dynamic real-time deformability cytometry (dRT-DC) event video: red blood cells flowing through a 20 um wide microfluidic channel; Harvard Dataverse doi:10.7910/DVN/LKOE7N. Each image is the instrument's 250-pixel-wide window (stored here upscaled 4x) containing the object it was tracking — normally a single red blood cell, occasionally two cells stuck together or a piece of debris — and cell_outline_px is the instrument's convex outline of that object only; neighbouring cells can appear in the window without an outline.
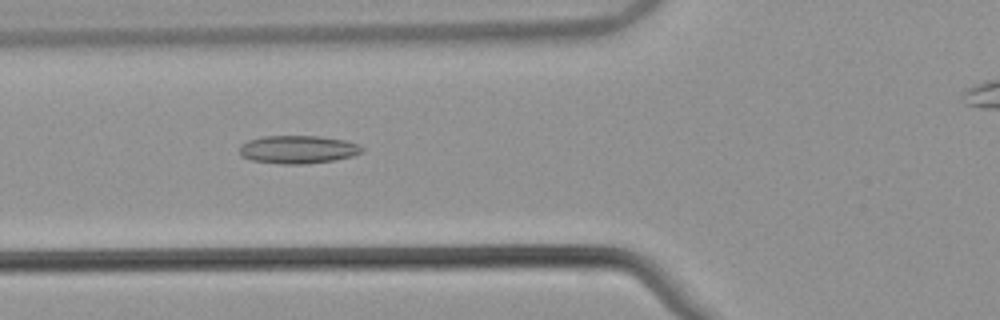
{"species": "common noctule bat (a hibernating species)", "species_latin": "Nyctalus noctula", "temperature_condition": "warm", "stored_images_in_passage": 49, "camera_frame_rate_fps": 3000, "um_per_image_px": 0.085, "animal": {"sex": "male", "body_mass_g": 21.5, "forearm_length_mm": 52.0}, "frame": {"image": 1, "passage_image": 21, "time_ms": 6.667, "image_size_px": [1000, 320], "cell_outline_px": [[364, 152], [352, 156], [336, 160], [304, 164], [280, 164], [252, 160], [240, 156], [240, 144], [248, 140], [264, 136], [320, 136], [344, 140], [356, 144], [364, 148]], "centroid_in_image_um": [25.32, 12.71], "position_along_channel_um": 100.5, "area_um2": 20.11}}
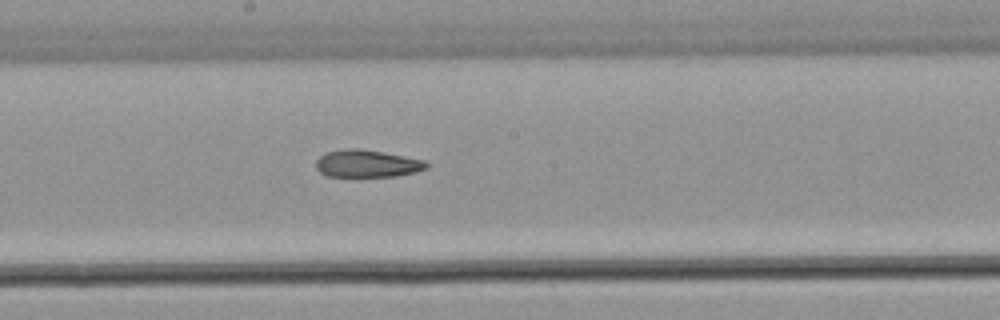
{"frame": {"image": 2, "passage_image": 30, "time_ms": 9.667, "image_size_px": [1000, 320], "cell_outline_px": [[428, 168], [416, 172], [396, 176], [328, 176], [320, 172], [316, 168], [316, 160], [324, 152], [344, 148], [360, 148], [384, 152], [424, 160], [428, 164]], "centroid_in_image_um": [31.19, 13.89], "position_along_channel_um": 217.0, "area_um2": 17.74}}
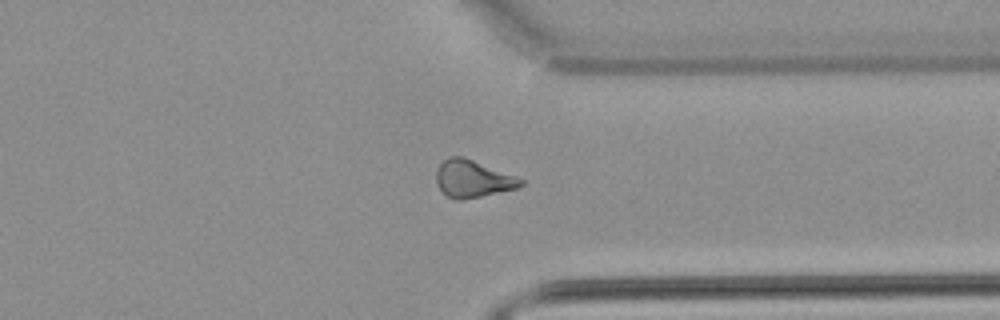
{"frame": {"image": 3, "passage_image": 42, "time_ms": 13.667, "image_size_px": [1000, 320], "cell_outline_px": [[524, 184], [516, 188], [464, 200], [456, 200], [448, 196], [436, 184], [436, 168], [448, 156], [464, 156], [516, 176], [524, 180]], "centroid_in_image_um": [40.16, 15.18], "position_along_channel_um": 371.2, "area_um2": 18.38}}